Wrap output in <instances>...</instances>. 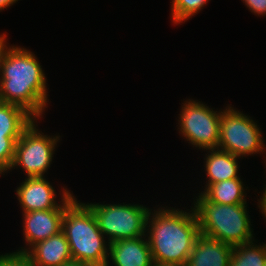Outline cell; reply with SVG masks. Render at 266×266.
Returning a JSON list of instances; mask_svg holds the SVG:
<instances>
[{
    "mask_svg": "<svg viewBox=\"0 0 266 266\" xmlns=\"http://www.w3.org/2000/svg\"><path fill=\"white\" fill-rule=\"evenodd\" d=\"M46 80L35 54L11 45L1 62L0 102L18 105L39 120L49 102Z\"/></svg>",
    "mask_w": 266,
    "mask_h": 266,
    "instance_id": "cell-1",
    "label": "cell"
},
{
    "mask_svg": "<svg viewBox=\"0 0 266 266\" xmlns=\"http://www.w3.org/2000/svg\"><path fill=\"white\" fill-rule=\"evenodd\" d=\"M189 210L167 206H160L154 212L150 209L146 236L155 263L186 265L200 234L194 208Z\"/></svg>",
    "mask_w": 266,
    "mask_h": 266,
    "instance_id": "cell-2",
    "label": "cell"
},
{
    "mask_svg": "<svg viewBox=\"0 0 266 266\" xmlns=\"http://www.w3.org/2000/svg\"><path fill=\"white\" fill-rule=\"evenodd\" d=\"M69 243L72 259L106 266L109 241L98 227L95 215L86 203L74 198L66 207L61 229Z\"/></svg>",
    "mask_w": 266,
    "mask_h": 266,
    "instance_id": "cell-3",
    "label": "cell"
},
{
    "mask_svg": "<svg viewBox=\"0 0 266 266\" xmlns=\"http://www.w3.org/2000/svg\"><path fill=\"white\" fill-rule=\"evenodd\" d=\"M196 198L193 208L201 234L233 247L255 240L247 204H217L201 193Z\"/></svg>",
    "mask_w": 266,
    "mask_h": 266,
    "instance_id": "cell-4",
    "label": "cell"
},
{
    "mask_svg": "<svg viewBox=\"0 0 266 266\" xmlns=\"http://www.w3.org/2000/svg\"><path fill=\"white\" fill-rule=\"evenodd\" d=\"M261 130L250 116L228 104L221 113L217 148L239 158L266 154Z\"/></svg>",
    "mask_w": 266,
    "mask_h": 266,
    "instance_id": "cell-5",
    "label": "cell"
},
{
    "mask_svg": "<svg viewBox=\"0 0 266 266\" xmlns=\"http://www.w3.org/2000/svg\"><path fill=\"white\" fill-rule=\"evenodd\" d=\"M96 217L98 227L112 243L120 239L138 238L146 235L147 217L150 209L143 204L87 203Z\"/></svg>",
    "mask_w": 266,
    "mask_h": 266,
    "instance_id": "cell-6",
    "label": "cell"
},
{
    "mask_svg": "<svg viewBox=\"0 0 266 266\" xmlns=\"http://www.w3.org/2000/svg\"><path fill=\"white\" fill-rule=\"evenodd\" d=\"M36 123L37 119H34L16 142L14 160L10 167V170L22 168L26 177H45L61 138L59 135L48 136L42 133Z\"/></svg>",
    "mask_w": 266,
    "mask_h": 266,
    "instance_id": "cell-7",
    "label": "cell"
},
{
    "mask_svg": "<svg viewBox=\"0 0 266 266\" xmlns=\"http://www.w3.org/2000/svg\"><path fill=\"white\" fill-rule=\"evenodd\" d=\"M182 104L177 125L181 136L198 149L217 148L223 110L214 111V108L193 99Z\"/></svg>",
    "mask_w": 266,
    "mask_h": 266,
    "instance_id": "cell-8",
    "label": "cell"
},
{
    "mask_svg": "<svg viewBox=\"0 0 266 266\" xmlns=\"http://www.w3.org/2000/svg\"><path fill=\"white\" fill-rule=\"evenodd\" d=\"M16 189V196L22 208V213L49 210L65 209L75 198L67 188L63 187L60 192L61 201H56L57 192L45 177H26Z\"/></svg>",
    "mask_w": 266,
    "mask_h": 266,
    "instance_id": "cell-9",
    "label": "cell"
},
{
    "mask_svg": "<svg viewBox=\"0 0 266 266\" xmlns=\"http://www.w3.org/2000/svg\"><path fill=\"white\" fill-rule=\"evenodd\" d=\"M64 211L65 209H49L22 213L26 246L16 252L26 253L33 245L60 232Z\"/></svg>",
    "mask_w": 266,
    "mask_h": 266,
    "instance_id": "cell-10",
    "label": "cell"
},
{
    "mask_svg": "<svg viewBox=\"0 0 266 266\" xmlns=\"http://www.w3.org/2000/svg\"><path fill=\"white\" fill-rule=\"evenodd\" d=\"M152 266V252L146 235L110 243L106 266Z\"/></svg>",
    "mask_w": 266,
    "mask_h": 266,
    "instance_id": "cell-11",
    "label": "cell"
},
{
    "mask_svg": "<svg viewBox=\"0 0 266 266\" xmlns=\"http://www.w3.org/2000/svg\"><path fill=\"white\" fill-rule=\"evenodd\" d=\"M234 247L199 234L185 266H229Z\"/></svg>",
    "mask_w": 266,
    "mask_h": 266,
    "instance_id": "cell-12",
    "label": "cell"
},
{
    "mask_svg": "<svg viewBox=\"0 0 266 266\" xmlns=\"http://www.w3.org/2000/svg\"><path fill=\"white\" fill-rule=\"evenodd\" d=\"M25 254L35 266H62L73 260L62 230L33 245Z\"/></svg>",
    "mask_w": 266,
    "mask_h": 266,
    "instance_id": "cell-13",
    "label": "cell"
},
{
    "mask_svg": "<svg viewBox=\"0 0 266 266\" xmlns=\"http://www.w3.org/2000/svg\"><path fill=\"white\" fill-rule=\"evenodd\" d=\"M204 151L208 154L204 158V170L208 180L204 187L205 189L212 183L240 178L238 175L239 157L218 148Z\"/></svg>",
    "mask_w": 266,
    "mask_h": 266,
    "instance_id": "cell-14",
    "label": "cell"
},
{
    "mask_svg": "<svg viewBox=\"0 0 266 266\" xmlns=\"http://www.w3.org/2000/svg\"><path fill=\"white\" fill-rule=\"evenodd\" d=\"M244 183L241 178L224 180L210 184L200 193L208 200L217 204H247Z\"/></svg>",
    "mask_w": 266,
    "mask_h": 266,
    "instance_id": "cell-15",
    "label": "cell"
},
{
    "mask_svg": "<svg viewBox=\"0 0 266 266\" xmlns=\"http://www.w3.org/2000/svg\"><path fill=\"white\" fill-rule=\"evenodd\" d=\"M34 119L24 108L0 102V137H21Z\"/></svg>",
    "mask_w": 266,
    "mask_h": 266,
    "instance_id": "cell-16",
    "label": "cell"
},
{
    "mask_svg": "<svg viewBox=\"0 0 266 266\" xmlns=\"http://www.w3.org/2000/svg\"><path fill=\"white\" fill-rule=\"evenodd\" d=\"M254 242L234 246L229 266H265L266 243Z\"/></svg>",
    "mask_w": 266,
    "mask_h": 266,
    "instance_id": "cell-17",
    "label": "cell"
},
{
    "mask_svg": "<svg viewBox=\"0 0 266 266\" xmlns=\"http://www.w3.org/2000/svg\"><path fill=\"white\" fill-rule=\"evenodd\" d=\"M210 0H172L171 19L176 25L198 14Z\"/></svg>",
    "mask_w": 266,
    "mask_h": 266,
    "instance_id": "cell-18",
    "label": "cell"
},
{
    "mask_svg": "<svg viewBox=\"0 0 266 266\" xmlns=\"http://www.w3.org/2000/svg\"><path fill=\"white\" fill-rule=\"evenodd\" d=\"M19 138L0 137V175L10 171L15 155V145Z\"/></svg>",
    "mask_w": 266,
    "mask_h": 266,
    "instance_id": "cell-19",
    "label": "cell"
},
{
    "mask_svg": "<svg viewBox=\"0 0 266 266\" xmlns=\"http://www.w3.org/2000/svg\"><path fill=\"white\" fill-rule=\"evenodd\" d=\"M0 266H35L31 259L20 252L5 253L0 255Z\"/></svg>",
    "mask_w": 266,
    "mask_h": 266,
    "instance_id": "cell-20",
    "label": "cell"
},
{
    "mask_svg": "<svg viewBox=\"0 0 266 266\" xmlns=\"http://www.w3.org/2000/svg\"><path fill=\"white\" fill-rule=\"evenodd\" d=\"M242 2L255 15H266V0H242Z\"/></svg>",
    "mask_w": 266,
    "mask_h": 266,
    "instance_id": "cell-21",
    "label": "cell"
},
{
    "mask_svg": "<svg viewBox=\"0 0 266 266\" xmlns=\"http://www.w3.org/2000/svg\"><path fill=\"white\" fill-rule=\"evenodd\" d=\"M266 158V156H265ZM265 163V167H266V161H264ZM266 170V169H265ZM261 195L260 199H258V207H259V211L261 212V214H263L262 216H264V218L266 219V184H265V188L263 189L262 192H260Z\"/></svg>",
    "mask_w": 266,
    "mask_h": 266,
    "instance_id": "cell-22",
    "label": "cell"
},
{
    "mask_svg": "<svg viewBox=\"0 0 266 266\" xmlns=\"http://www.w3.org/2000/svg\"><path fill=\"white\" fill-rule=\"evenodd\" d=\"M6 37H7L6 33H2L0 35V75H1V62H2V58H3V56H4V54H5L6 50H7V48L9 47L7 45L8 42L6 40Z\"/></svg>",
    "mask_w": 266,
    "mask_h": 266,
    "instance_id": "cell-23",
    "label": "cell"
},
{
    "mask_svg": "<svg viewBox=\"0 0 266 266\" xmlns=\"http://www.w3.org/2000/svg\"><path fill=\"white\" fill-rule=\"evenodd\" d=\"M19 0H0V12L6 8H9Z\"/></svg>",
    "mask_w": 266,
    "mask_h": 266,
    "instance_id": "cell-24",
    "label": "cell"
},
{
    "mask_svg": "<svg viewBox=\"0 0 266 266\" xmlns=\"http://www.w3.org/2000/svg\"><path fill=\"white\" fill-rule=\"evenodd\" d=\"M62 266H95V265L90 264V263L72 260V261L67 262L66 264H64Z\"/></svg>",
    "mask_w": 266,
    "mask_h": 266,
    "instance_id": "cell-25",
    "label": "cell"
},
{
    "mask_svg": "<svg viewBox=\"0 0 266 266\" xmlns=\"http://www.w3.org/2000/svg\"><path fill=\"white\" fill-rule=\"evenodd\" d=\"M152 266H182V265H174V264H161V263H153Z\"/></svg>",
    "mask_w": 266,
    "mask_h": 266,
    "instance_id": "cell-26",
    "label": "cell"
}]
</instances>
